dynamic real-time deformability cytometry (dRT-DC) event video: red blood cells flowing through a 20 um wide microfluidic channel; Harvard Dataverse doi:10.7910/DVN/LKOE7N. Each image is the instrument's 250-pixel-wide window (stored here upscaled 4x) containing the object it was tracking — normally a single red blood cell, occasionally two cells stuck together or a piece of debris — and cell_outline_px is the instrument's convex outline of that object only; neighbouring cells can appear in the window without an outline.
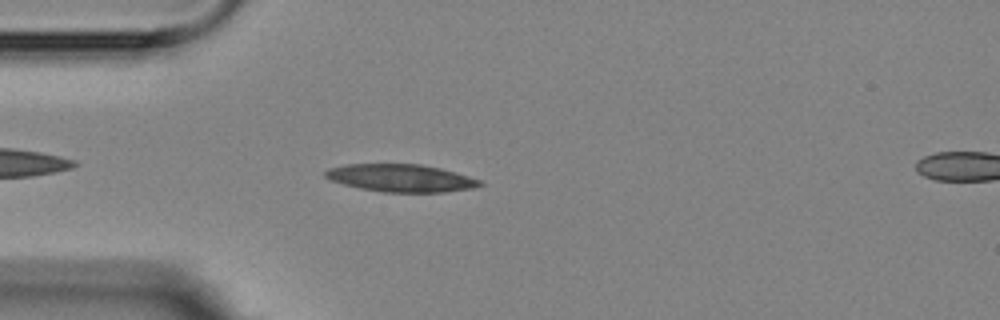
{"species": "Egyptian fruit bat (a non-hibernating species)", "species_latin": "Rousettus aegyptiacus", "temperature_condition": "room temperature", "stored_images_in_passage": 5, "camera_frame_rate_fps": 3000, "um_per_image_px": 0.085, "animal": {"sex": "female"}, "frame": {"image": 1, "passage_image": 4, "time_ms": 3.333, "image_size_px": [1000, 320], "cell_outline_px": [[484, 184], [472, 188], [444, 192], [384, 192], [360, 188], [344, 184], [332, 180], [324, 176], [324, 172], [328, 168], [344, 164], [420, 164], [440, 168], [468, 176], [480, 180]], "centroid_in_image_um": [34.05, 15.13], "position_along_channel_um": 50.9, "area_um2": 24.68}}